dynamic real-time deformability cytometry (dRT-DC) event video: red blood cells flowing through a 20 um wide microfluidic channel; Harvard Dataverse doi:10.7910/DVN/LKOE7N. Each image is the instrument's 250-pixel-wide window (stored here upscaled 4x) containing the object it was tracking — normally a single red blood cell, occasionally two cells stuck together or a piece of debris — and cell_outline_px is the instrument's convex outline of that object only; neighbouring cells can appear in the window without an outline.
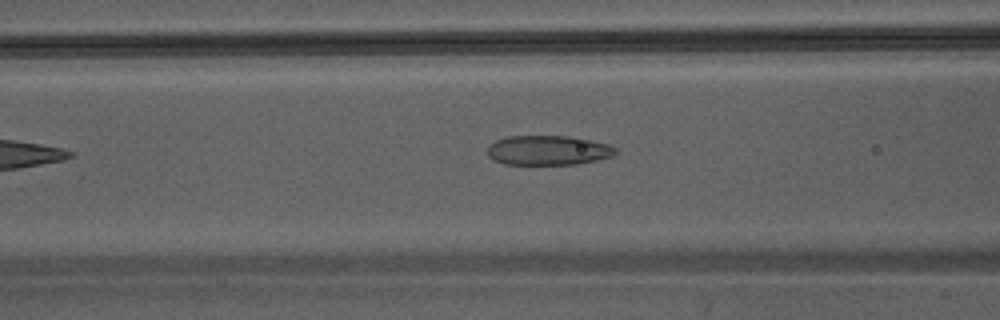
{"species": "Egyptian fruit bat (a non-hibernating species)", "species_latin": "Rousettus aegyptiacus", "temperature_condition": "warm", "stored_images_in_passage": 31, "camera_frame_rate_fps": 3000, "um_per_image_px": 0.085, "animal": {"sex": "male"}, "frame": {"image": 1, "passage_image": 4, "time_ms": 1.0, "image_size_px": [1000, 320], "cell_outline_px": [[616, 152], [612, 156], [596, 160], [576, 164], [504, 164], [492, 160], [488, 156], [488, 144], [496, 140], [508, 136], [568, 136], [608, 144], [616, 148]], "centroid_in_image_um": [46.54, 12.77], "position_along_channel_um": 120.1, "area_um2": 22.02}}
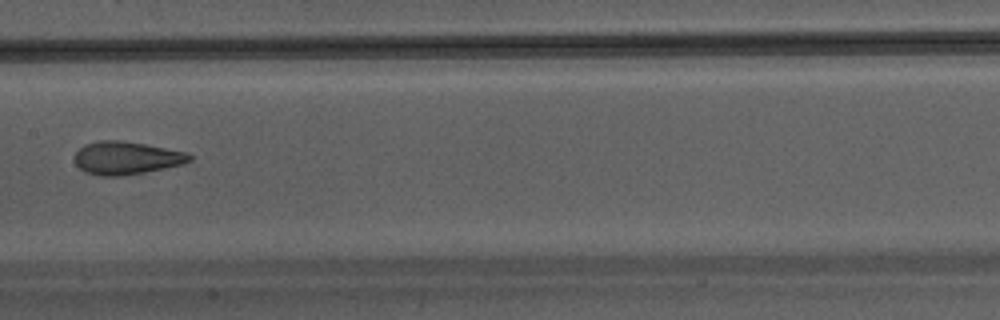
{"frame": {"image": 2, "passage_image": 9, "time_ms": 2.667, "image_size_px": [1000, 320], "cell_outline_px": [[192, 160], [180, 164], [164, 168], [144, 172], [120, 176], [100, 176], [84, 172], [76, 164], [76, 152], [84, 144], [100, 140], [120, 140], [144, 144], [184, 152], [192, 156]], "centroid_in_image_um": [10.7, 13.43], "position_along_channel_um": 196.7, "area_um2": 21.73}}
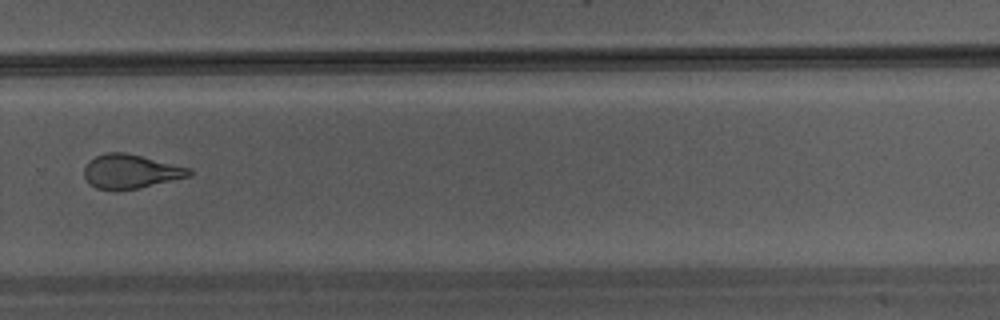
{"frame": {"image": 3, "passage_image": 17, "time_ms": 5.333, "image_size_px": [1000, 320], "cell_outline_px": [[192, 172], [188, 176], [140, 188], [112, 192], [96, 188], [84, 176], [84, 168], [96, 156], [108, 152], [124, 152], [192, 168]], "centroid_in_image_um": [11.1, 14.59], "position_along_channel_um": 318.7, "area_um2": 20.75}}